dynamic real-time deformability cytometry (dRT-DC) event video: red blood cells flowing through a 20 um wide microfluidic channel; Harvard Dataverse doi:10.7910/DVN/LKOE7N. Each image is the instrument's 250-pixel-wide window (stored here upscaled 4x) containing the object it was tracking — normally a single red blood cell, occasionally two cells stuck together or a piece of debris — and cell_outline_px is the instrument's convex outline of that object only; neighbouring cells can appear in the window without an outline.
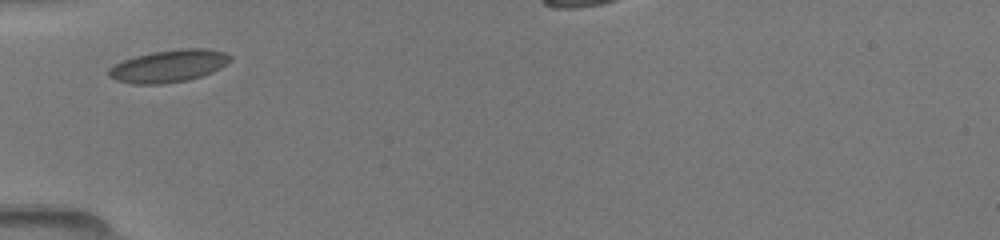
{"species": "common noctule bat (a hibernating species)", "species_latin": "Nyctalus noctula", "temperature_condition": "room temperature", "stored_images_in_passage": 2, "camera_frame_rate_fps": 3000, "um_per_image_px": 0.085, "animal": {"sex": "female", "body_mass_g": 19.5, "forearm_length_mm": 54.1}, "frame": {"image": 1, "passage_image": 1, "time_ms": 0.0, "image_size_px": [1000, 240], "cell_outline_px": [[232, 60], [220, 68], [212, 72], [188, 80], [164, 84], [132, 84], [116, 80], [108, 76], [108, 68], [124, 60], [136, 56], [152, 52], [180, 48], [204, 48], [224, 52], [232, 56]], "centroid_in_image_um": [14.35, 5.61], "position_along_channel_um": 70.7, "area_um2": 22.95}}